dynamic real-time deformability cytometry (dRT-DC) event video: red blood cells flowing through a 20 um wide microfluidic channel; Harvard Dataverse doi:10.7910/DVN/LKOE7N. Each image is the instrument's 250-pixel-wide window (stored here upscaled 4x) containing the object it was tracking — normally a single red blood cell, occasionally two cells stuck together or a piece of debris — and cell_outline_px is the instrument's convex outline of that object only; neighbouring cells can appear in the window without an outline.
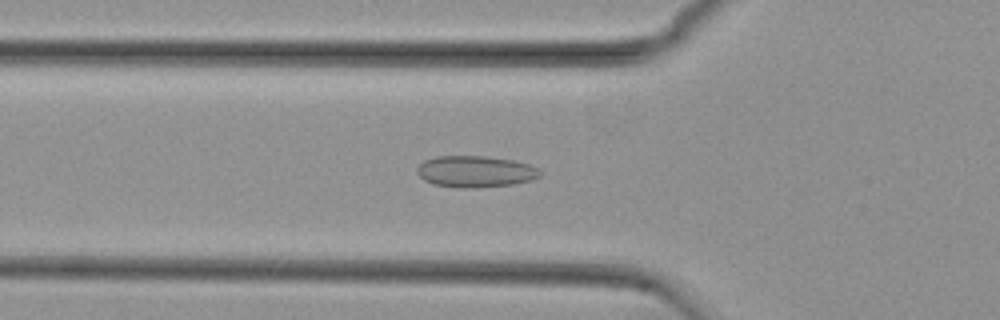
{"species": "common noctule bat (a hibernating species)", "species_latin": "Nyctalus noctula", "temperature_condition": "cold", "stored_images_in_passage": 52, "camera_frame_rate_fps": 3000, "um_per_image_px": 0.085, "animal": {"sex": "female", "body_mass_g": 29.2, "forearm_length_mm": 56.3}, "frame": {"image": 1, "passage_image": 19, "time_ms": 6.0, "image_size_px": [1000, 320], "cell_outline_px": [[544, 172], [540, 176], [532, 180], [512, 184], [476, 188], [460, 188], [432, 184], [424, 180], [416, 172], [416, 168], [424, 160], [436, 156], [484, 156], [512, 160], [528, 164]], "centroid_in_image_um": [40.39, 14.58], "position_along_channel_um": 85.4, "area_um2": 22.66}}
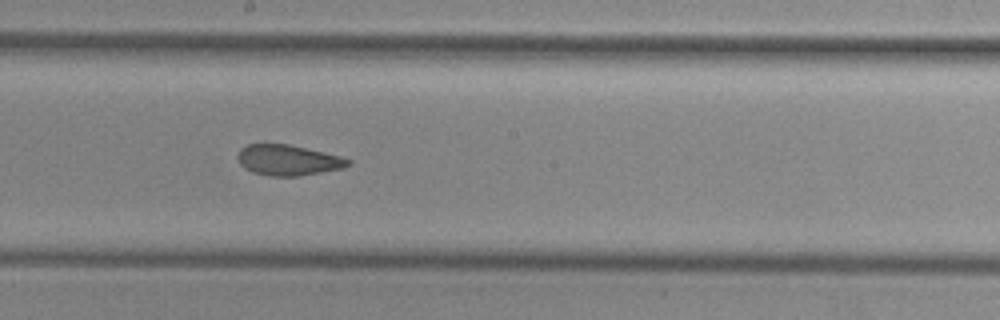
{"frame": {"image": 2, "passage_image": 30, "time_ms": 9.667, "image_size_px": [1000, 320], "cell_outline_px": [[352, 164], [344, 168], [296, 176], [272, 176], [252, 172], [244, 168], [240, 164], [236, 156], [240, 148], [248, 144], [264, 140], [288, 144], [324, 152], [340, 156], [352, 160]], "centroid_in_image_um": [24.43, 13.56], "position_along_channel_um": 223.8, "area_um2": 20.29}}
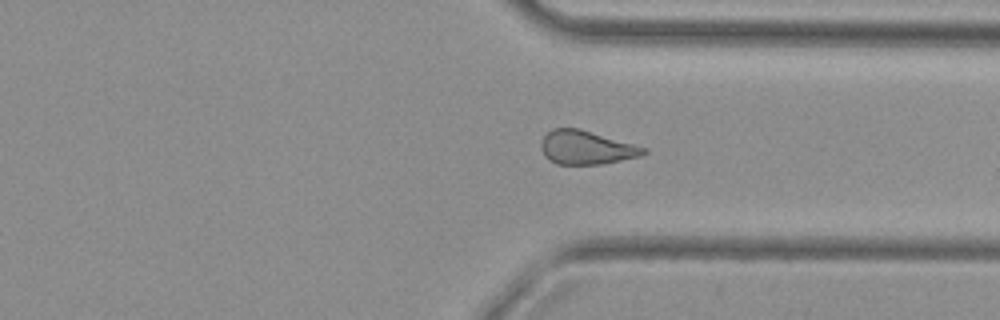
{"frame": {"image": 3, "passage_image": 41, "time_ms": 13.333, "image_size_px": [1000, 320], "cell_outline_px": [[648, 152], [640, 156], [604, 164], [556, 164], [548, 160], [544, 156], [540, 148], [540, 144], [544, 136], [552, 128], [580, 128], [648, 148]], "centroid_in_image_um": [49.83, 12.54], "position_along_channel_um": 361.6, "area_um2": 20.35}, "authors_computed_cell_mechanics": {"area_um2": 20.9525, "velocity_mm_per_s": 3.76, "shape_relaxation_time_tau1_ms": null, "shape_relaxation_time_tau2_ms": 1.4913, "deformation_change_tau1": null, "deformation_change_tau2": 0.0871}}